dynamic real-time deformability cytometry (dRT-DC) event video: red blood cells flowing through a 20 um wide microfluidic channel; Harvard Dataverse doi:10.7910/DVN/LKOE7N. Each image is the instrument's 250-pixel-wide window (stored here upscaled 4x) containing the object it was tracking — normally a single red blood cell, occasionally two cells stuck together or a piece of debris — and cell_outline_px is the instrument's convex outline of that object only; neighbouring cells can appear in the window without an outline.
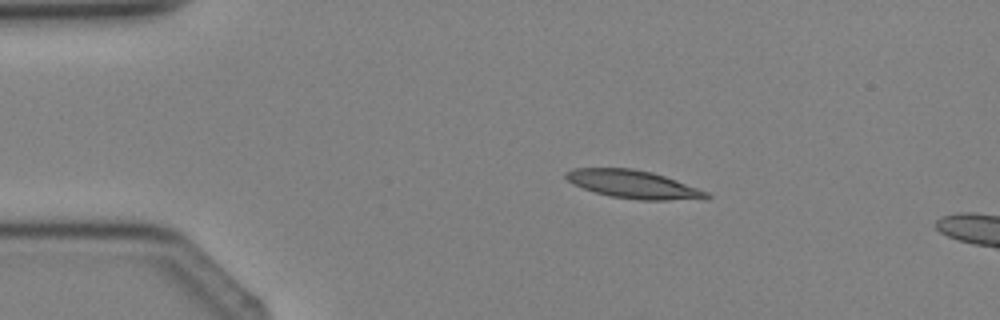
{"species": "Egyptian fruit bat (a non-hibernating species)", "species_latin": "Rousettus aegyptiacus", "temperature_condition": "cold", "stored_images_in_passage": 3, "camera_frame_rate_fps": 3000, "um_per_image_px": 0.085, "animal": {"sex": "female"}, "frame": {"image": 1, "passage_image": 2, "time_ms": 1.333, "image_size_px": [1000, 320], "cell_outline_px": [[712, 196], [704, 200], [640, 200], [612, 196], [596, 192], [572, 184], [564, 176], [564, 172], [572, 168], [632, 168], [652, 172], [676, 180], [708, 192]], "centroid_in_image_um": [53.86, 15.67], "position_along_channel_um": 31.1, "area_um2": 23.06}}